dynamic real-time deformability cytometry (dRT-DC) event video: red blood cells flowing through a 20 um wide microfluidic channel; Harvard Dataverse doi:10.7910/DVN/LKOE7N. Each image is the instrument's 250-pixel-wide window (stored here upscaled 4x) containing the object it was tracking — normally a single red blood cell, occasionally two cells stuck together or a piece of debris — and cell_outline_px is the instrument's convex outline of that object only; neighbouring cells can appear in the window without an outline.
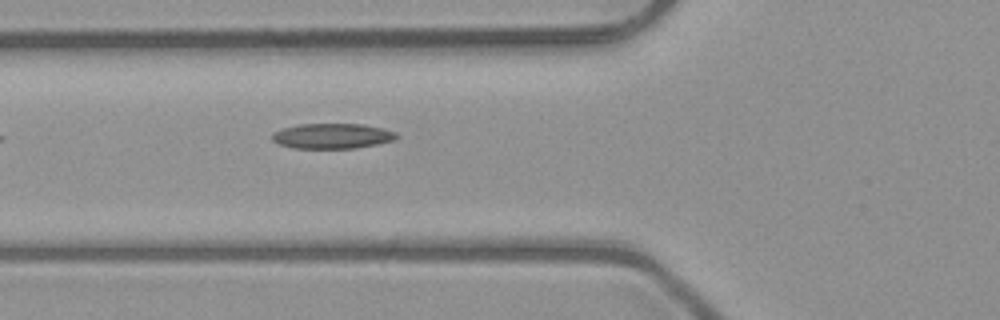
{"species": "common noctule bat (a hibernating species)", "species_latin": "Nyctalus noctula", "temperature_condition": "room temperature", "stored_images_in_passage": 9, "camera_frame_rate_fps": 3000, "um_per_image_px": 0.085, "animal": {"sex": "male", "body_mass_g": 23.1, "forearm_length_mm": 52.7}, "frame": {"image": 1, "passage_image": 3, "time_ms": 0.667, "image_size_px": [1000, 320], "cell_outline_px": [[400, 136], [396, 140], [356, 148], [292, 148], [280, 144], [272, 140], [272, 132], [296, 124], [364, 124], [384, 128], [396, 132]], "centroid_in_image_um": [28.28, 11.55], "position_along_channel_um": 97.5, "area_um2": 18.44}}
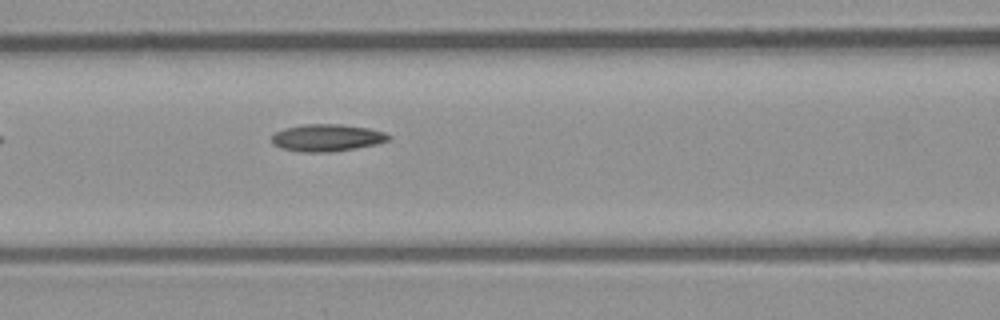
{"frame": {"image": 2, "passage_image": 6, "time_ms": 1.667, "image_size_px": [1000, 320], "cell_outline_px": [[392, 136], [388, 140], [376, 144], [356, 148], [332, 152], [300, 152], [280, 148], [272, 144], [272, 136], [276, 132], [284, 128], [304, 124], [340, 124], [368, 128], [384, 132]], "centroid_in_image_um": [27.77, 11.71], "position_along_channel_um": 138.8, "area_um2": 18.55}}